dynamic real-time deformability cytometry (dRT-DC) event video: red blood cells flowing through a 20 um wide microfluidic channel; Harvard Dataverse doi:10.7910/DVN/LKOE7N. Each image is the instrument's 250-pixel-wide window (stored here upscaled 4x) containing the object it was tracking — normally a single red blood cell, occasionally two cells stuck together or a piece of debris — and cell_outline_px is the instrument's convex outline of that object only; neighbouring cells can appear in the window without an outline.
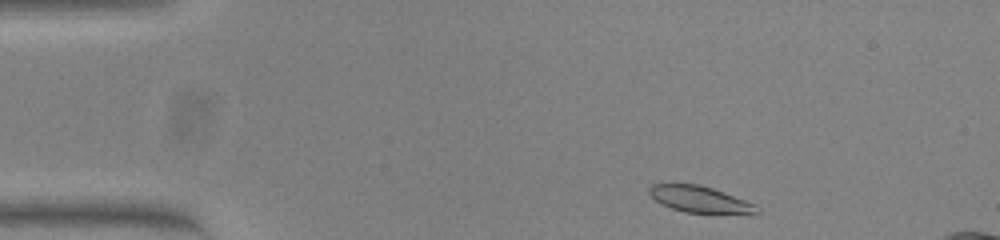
{"species": "common noctule bat (a hibernating species)", "species_latin": "Nyctalus noctula", "temperature_condition": "warm", "stored_images_in_passage": 48, "camera_frame_rate_fps": 3000, "um_per_image_px": 0.085, "animal": {"sex": "female", "body_mass_g": 23.0, "forearm_length_mm": 53.4}, "frame": {"image": 1, "passage_image": 1, "time_ms": 0.0, "image_size_px": [1000, 240], "cell_outline_px": [[760, 212], [752, 216], [712, 216], [684, 212], [672, 208], [656, 200], [648, 192], [648, 188], [652, 184], [700, 184], [712, 188], [756, 204], [760, 208]], "centroid_in_image_um": [59.67, 17.03], "position_along_channel_um": 25.3, "area_um2": 17.63}}
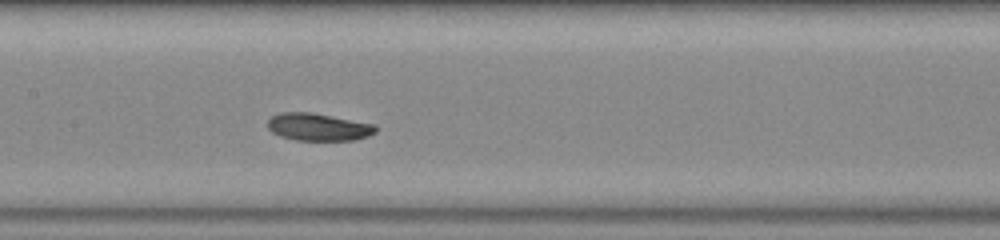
{"frame": {"image": 2, "passage_image": 19, "time_ms": 6.0, "image_size_px": [1000, 240], "cell_outline_px": [[376, 132], [368, 136], [356, 140], [296, 140], [280, 136], [272, 132], [268, 128], [268, 120], [272, 116], [280, 112], [312, 112], [376, 124]], "centroid_in_image_um": [27.07, 10.79], "position_along_channel_um": 180.3, "area_um2": 17.4}}
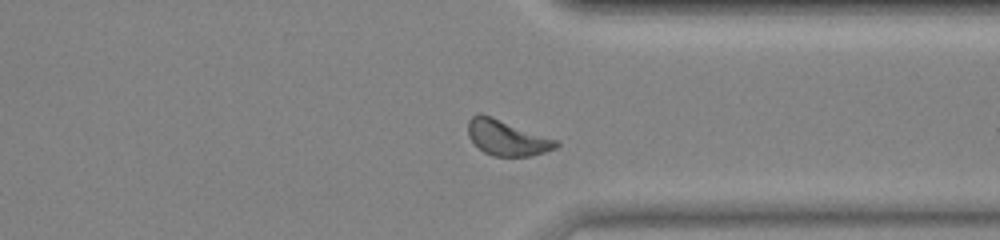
{"frame": {"image": 3, "passage_image": 34, "time_ms": 11.0, "image_size_px": [1000, 240], "cell_outline_px": [[560, 144], [556, 148], [532, 156], [492, 156], [484, 152], [468, 136], [468, 120], [476, 112], [480, 112], [556, 140]], "centroid_in_image_um": [43.06, 11.7], "position_along_channel_um": 368.3, "area_um2": 17.98}, "authors_computed_cell_mechanics": {"area_um2": 17.8891, "velocity_mm_per_s": 3.7779, "shape_relaxation_time_tau1_ms": 9.0717, "shape_relaxation_time_tau2_ms": null, "deformation_change_tau1": 0.1563, "deformation_change_tau2": null}}